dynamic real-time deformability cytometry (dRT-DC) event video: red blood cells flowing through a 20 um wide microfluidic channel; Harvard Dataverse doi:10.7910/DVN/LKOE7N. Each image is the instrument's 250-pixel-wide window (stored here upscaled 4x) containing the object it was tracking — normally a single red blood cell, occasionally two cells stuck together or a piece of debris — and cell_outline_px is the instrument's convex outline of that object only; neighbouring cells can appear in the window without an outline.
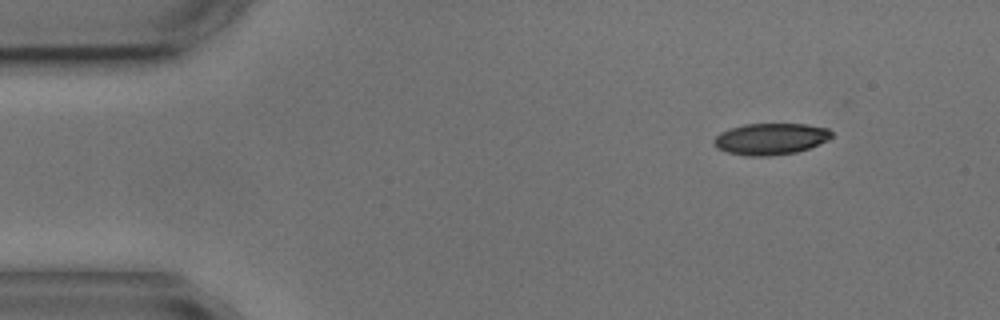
{"species": "common noctule bat (a hibernating species)", "species_latin": "Nyctalus noctula", "temperature_condition": "cold", "stored_images_in_passage": 6, "camera_frame_rate_fps": 3000, "um_per_image_px": 0.085, "animal": {"sex": "male", "body_mass_g": 17.9, "forearm_length_mm": 54.2}, "frame": {"image": 1, "passage_image": 1, "time_ms": 0.0, "image_size_px": [1000, 320], "cell_outline_px": [[832, 136], [828, 140], [820, 144], [796, 152], [772, 156], [744, 156], [728, 152], [716, 148], [712, 144], [712, 140], [720, 132], [744, 124], [808, 124], [828, 128], [832, 132]], "centroid_in_image_um": [65.49, 11.81], "position_along_channel_um": 19.5, "area_um2": 21.79}}
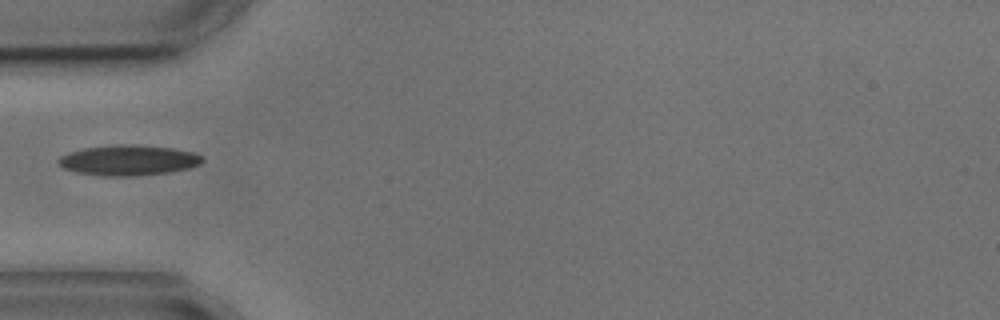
{"frame": {"image": 2, "passage_image": 4, "time_ms": 3.667, "image_size_px": [1000, 320], "cell_outline_px": [[204, 160], [200, 164], [188, 168], [168, 172], [132, 176], [104, 176], [76, 172], [64, 168], [56, 160], [60, 156], [68, 152], [84, 148], [116, 144], [136, 144], [172, 148], [196, 152], [204, 156]], "centroid_in_image_um": [10.94, 13.61], "position_along_channel_um": 74.1, "area_um2": 25.66}}